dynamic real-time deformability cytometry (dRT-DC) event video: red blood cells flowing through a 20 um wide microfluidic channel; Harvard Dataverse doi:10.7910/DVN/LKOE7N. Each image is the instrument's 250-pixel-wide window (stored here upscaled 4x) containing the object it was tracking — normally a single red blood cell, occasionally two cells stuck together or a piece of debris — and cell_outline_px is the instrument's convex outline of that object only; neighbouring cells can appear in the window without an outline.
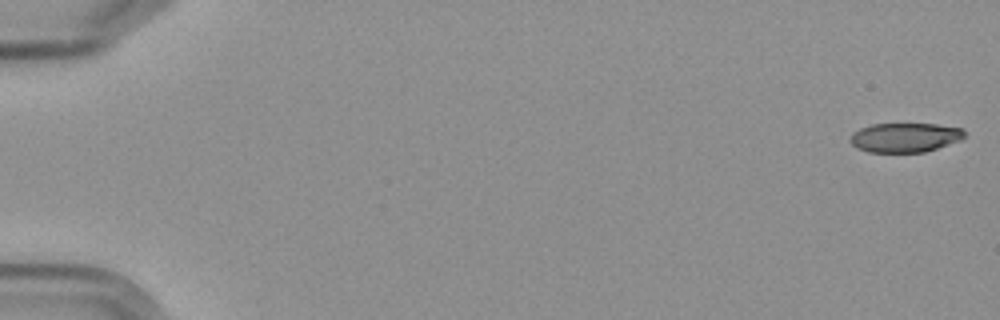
{"species": "Egyptian fruit bat (a non-hibernating species)", "species_latin": "Rousettus aegyptiacus", "temperature_condition": "cold", "stored_images_in_passage": 6, "camera_frame_rate_fps": 3000, "um_per_image_px": 0.085, "frame": {"image": 1, "passage_image": 1, "time_ms": 0.0, "image_size_px": [1000, 320], "cell_outline_px": [[964, 136], [960, 140], [924, 152], [868, 152], [856, 148], [848, 140], [852, 132], [860, 128], [872, 124], [936, 124], [964, 128]], "centroid_in_image_um": [76.88, 11.68], "position_along_channel_um": 8.1, "area_um2": 19.59}}
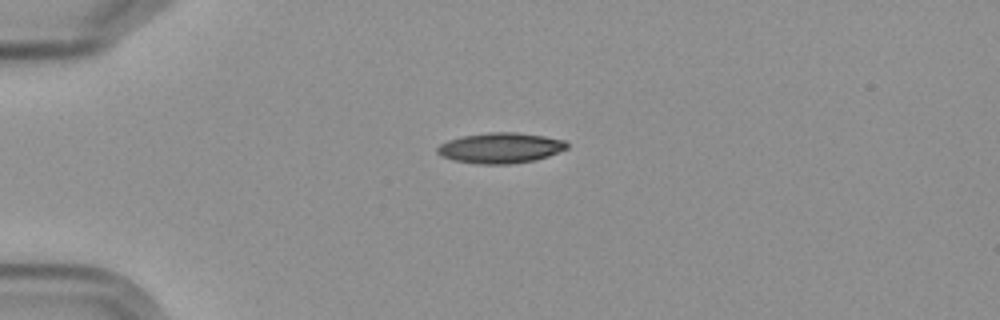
{"frame": {"image": 2, "passage_image": 5, "time_ms": 4.667, "image_size_px": [1000, 320], "cell_outline_px": [[568, 148], [548, 156], [532, 160], [508, 164], [476, 164], [452, 160], [440, 156], [436, 152], [436, 148], [440, 144], [448, 140], [464, 136], [488, 132], [516, 132], [544, 136], [564, 140], [568, 144]], "centroid_in_image_um": [42.5, 12.57], "position_along_channel_um": 42.5, "area_um2": 23.0}}